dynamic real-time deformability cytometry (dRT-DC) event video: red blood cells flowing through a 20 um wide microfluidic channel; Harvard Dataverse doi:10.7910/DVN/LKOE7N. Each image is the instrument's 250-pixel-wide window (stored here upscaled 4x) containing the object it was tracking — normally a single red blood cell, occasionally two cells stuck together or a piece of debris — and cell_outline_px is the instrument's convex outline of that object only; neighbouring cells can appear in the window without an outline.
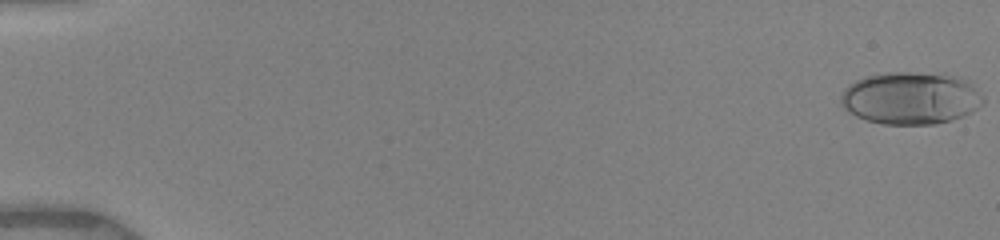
{"species": "human", "species_latin": "Homo sapiens", "temperature_condition": "warm", "stored_images_in_passage": 8, "camera_frame_rate_fps": 3000, "um_per_image_px": 0.085, "donor": {"sex": "female"}, "frame": {"image": 1, "passage_image": 1, "time_ms": 0.0, "image_size_px": [1000, 240], "cell_outline_px": [[984, 104], [972, 112], [964, 116], [952, 120], [936, 124], [884, 124], [868, 120], [856, 116], [840, 104], [840, 92], [848, 84], [864, 76], [888, 72], [944, 72], [960, 76], [968, 80], [984, 96]], "centroid_in_image_um": [77.45, 8.31], "position_along_channel_um": 7.5, "area_um2": 44.39}}
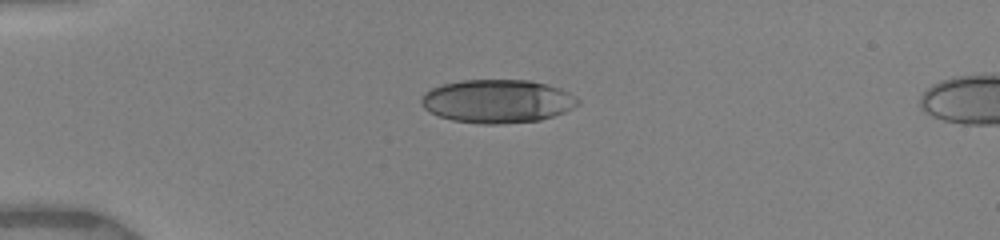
{"frame": {"image": 2, "passage_image": 6, "time_ms": 4.333, "image_size_px": [1000, 240], "cell_outline_px": [[580, 104], [564, 112], [540, 120], [500, 124], [480, 124], [452, 120], [428, 112], [420, 104], [420, 100], [424, 92], [432, 88], [444, 84], [460, 80], [528, 80], [548, 84], [560, 88], [568, 92], [580, 100]], "centroid_in_image_um": [42.26, 8.6], "position_along_channel_um": 42.7, "area_um2": 39.77}}